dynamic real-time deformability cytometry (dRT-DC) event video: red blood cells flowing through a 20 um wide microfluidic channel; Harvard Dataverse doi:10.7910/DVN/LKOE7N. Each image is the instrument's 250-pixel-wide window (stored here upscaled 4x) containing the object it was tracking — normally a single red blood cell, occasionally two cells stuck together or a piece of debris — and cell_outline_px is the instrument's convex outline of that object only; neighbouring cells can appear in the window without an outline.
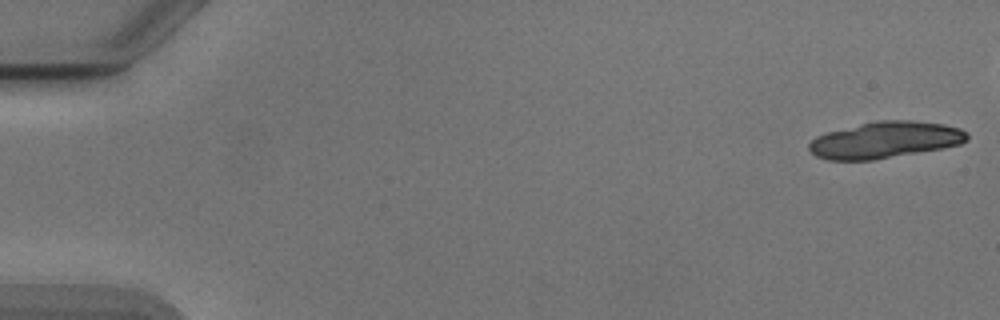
{"species": "Egyptian fruit bat (a non-hibernating species)", "species_latin": "Rousettus aegyptiacus", "temperature_condition": "cold", "stored_images_in_passage": 18, "camera_frame_rate_fps": 3000, "um_per_image_px": 0.085, "animal": {"sex": "male"}, "frame": {"image": 1, "passage_image": 1, "time_ms": 0.0, "image_size_px": [1000, 320], "cell_outline_px": [[968, 140], [960, 144], [944, 148], [872, 160], [828, 160], [816, 156], [808, 148], [808, 144], [816, 136], [828, 132], [876, 120], [912, 120], [944, 124], [960, 128], [968, 132]], "centroid_in_image_um": [75.26, 11.89], "position_along_channel_um": 9.7, "area_um2": 33.64}}